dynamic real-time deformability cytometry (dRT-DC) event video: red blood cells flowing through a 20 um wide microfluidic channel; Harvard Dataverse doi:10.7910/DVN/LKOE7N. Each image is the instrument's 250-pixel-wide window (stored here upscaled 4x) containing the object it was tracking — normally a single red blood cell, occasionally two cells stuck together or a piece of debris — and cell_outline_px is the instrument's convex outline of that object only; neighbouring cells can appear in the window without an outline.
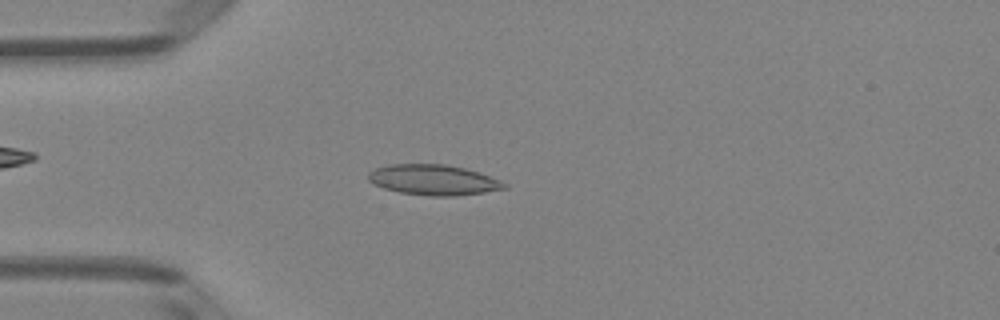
{"species": "Egyptian fruit bat (a non-hibernating species)", "species_latin": "Rousettus aegyptiacus", "temperature_condition": "room temperature", "stored_images_in_passage": 48, "camera_frame_rate_fps": 3000, "um_per_image_px": 0.085, "animal": {"sex": "female"}, "frame": {"image": 1, "passage_image": 12, "time_ms": 3.667, "image_size_px": [1000, 320], "cell_outline_px": [[508, 188], [484, 192], [456, 196], [428, 196], [400, 192], [384, 188], [368, 180], [368, 172], [376, 168], [388, 164], [444, 164], [464, 168], [480, 172], [500, 180], [508, 184]], "centroid_in_image_um": [36.87, 15.29], "position_along_channel_um": 48.1, "area_um2": 24.16}}
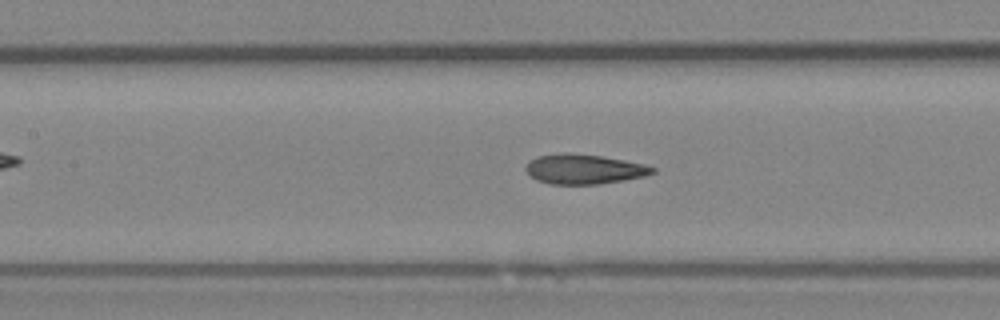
{"frame": {"image": 2, "passage_image": 21, "time_ms": 6.667, "image_size_px": [1000, 320], "cell_outline_px": [[656, 172], [644, 176], [624, 180], [600, 184], [552, 184], [536, 180], [524, 168], [528, 160], [536, 156], [560, 152], [568, 152], [600, 156], [624, 160], [644, 164], [656, 168]], "centroid_in_image_um": [49.61, 14.36], "position_along_channel_um": 157.8, "area_um2": 22.14}}
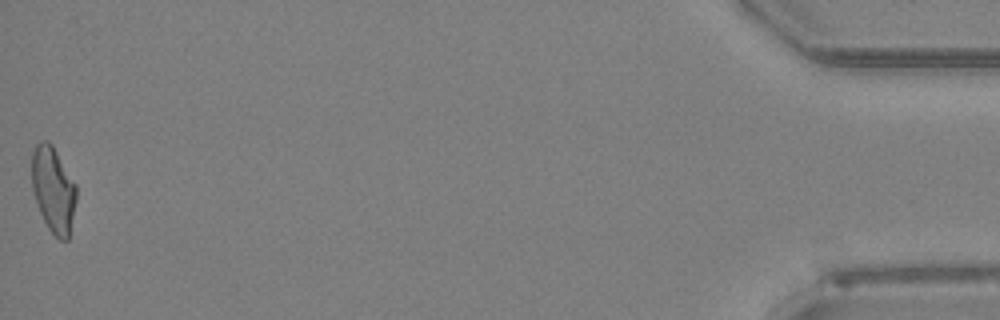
{"frame": {"image": 3, "passage_image": 48, "time_ms": 15.667, "image_size_px": [1000, 320], "cell_outline_px": [[76, 200], [68, 240], [60, 240], [48, 228], [40, 212], [32, 192], [32, 152], [36, 144], [40, 140], [48, 140], [52, 144], [76, 184]], "centroid_in_image_um": [4.52, 16.09], "position_along_channel_um": 430.7, "area_um2": 22.25}, "authors_computed_cell_mechanics": {"area_um2": 22.3686, "velocity_mm_per_s": 4.1115, "shape_relaxation_time_tau1_ms": null, "shape_relaxation_time_tau2_ms": 1.7017, "deformation_change_tau1": null, "deformation_change_tau2": 0.0843}}